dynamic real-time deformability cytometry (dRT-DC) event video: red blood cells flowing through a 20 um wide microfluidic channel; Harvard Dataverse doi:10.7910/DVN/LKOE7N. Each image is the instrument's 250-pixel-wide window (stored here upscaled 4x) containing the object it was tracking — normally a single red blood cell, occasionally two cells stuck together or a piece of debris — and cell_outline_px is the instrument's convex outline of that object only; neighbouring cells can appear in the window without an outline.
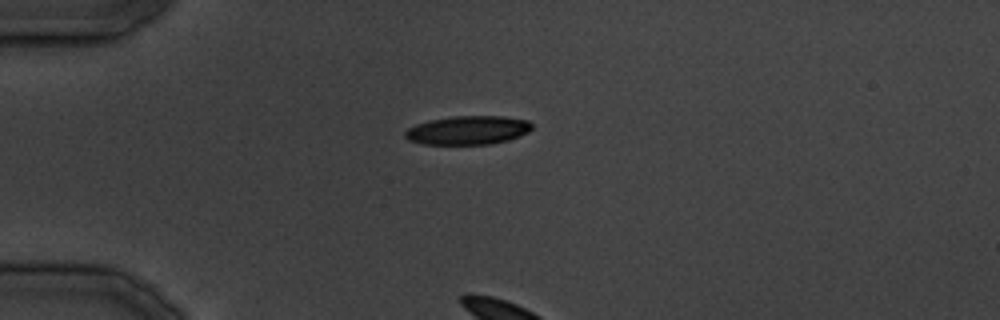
{"species": "common noctule bat (a hibernating species)", "species_latin": "Nyctalus noctula", "temperature_condition": "cold", "stored_images_in_passage": 9, "camera_frame_rate_fps": 3000, "um_per_image_px": 0.085, "animal": {"sex": "male", "body_mass_g": 19.5, "forearm_length_mm": 54.6}, "frame": {"image": 1, "passage_image": 1, "time_ms": 0.0, "image_size_px": [1000, 320], "cell_outline_px": [[532, 128], [528, 132], [508, 140], [488, 144], [424, 144], [408, 140], [404, 136], [404, 132], [408, 128], [416, 124], [428, 120], [452, 116], [504, 116], [528, 120], [532, 124]], "centroid_in_image_um": [39.75, 11.06], "position_along_channel_um": 45.2, "area_um2": 21.27}}
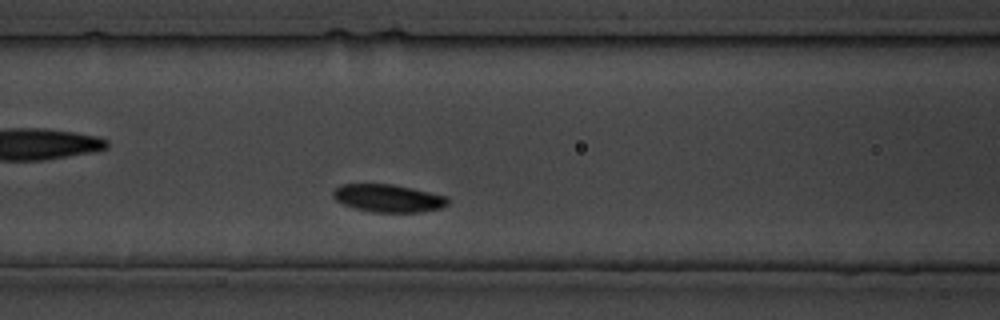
{"frame": {"image": 2, "passage_image": 9, "time_ms": 9.333, "image_size_px": [1000, 320], "cell_outline_px": [[448, 204], [440, 208], [420, 212], [372, 212], [356, 208], [344, 204], [336, 200], [332, 196], [332, 192], [340, 184], [392, 184], [412, 188], [444, 196], [448, 200]], "centroid_in_image_um": [32.96, 16.84], "position_along_channel_um": 133.6, "area_um2": 18.32}}